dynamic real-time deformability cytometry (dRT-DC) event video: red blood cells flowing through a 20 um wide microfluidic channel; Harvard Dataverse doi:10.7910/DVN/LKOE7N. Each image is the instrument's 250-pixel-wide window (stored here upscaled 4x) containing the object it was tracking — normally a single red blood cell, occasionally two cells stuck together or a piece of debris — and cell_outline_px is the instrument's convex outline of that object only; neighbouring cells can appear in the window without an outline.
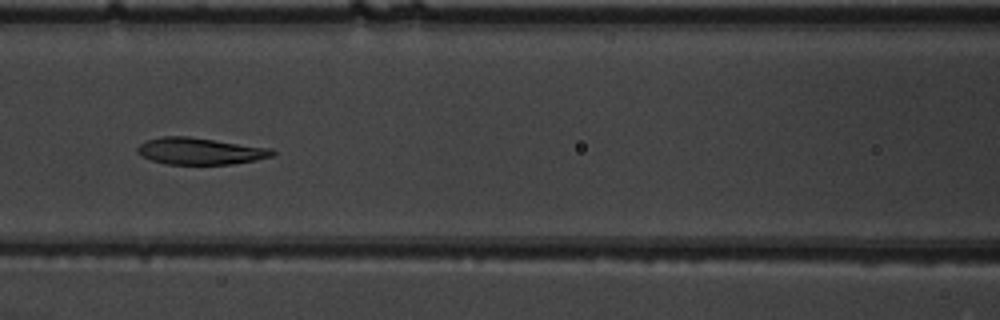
{"species": "common noctule bat (a hibernating species)", "species_latin": "Nyctalus noctula", "temperature_condition": "warm", "stored_images_in_passage": 53, "camera_frame_rate_fps": 3000, "um_per_image_px": 0.085, "animal": {"sex": "male", "body_mass_g": 19.5, "forearm_length_mm": 54.6}, "frame": {"image": 1, "passage_image": 24, "time_ms": 7.667, "image_size_px": [1000, 320], "cell_outline_px": [[276, 152], [272, 156], [256, 160], [232, 164], [164, 164], [152, 160], [136, 152], [136, 148], [140, 144], [148, 140], [160, 136], [188, 136], [272, 148]], "centroid_in_image_um": [17.01, 12.84], "position_along_channel_um": 149.6, "area_um2": 21.04}}
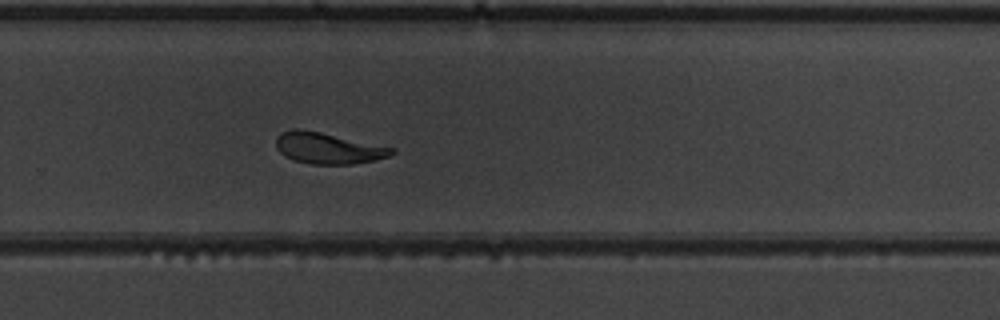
{"frame": {"image": 2, "passage_image": 36, "time_ms": 11.667, "image_size_px": [1000, 320], "cell_outline_px": [[396, 152], [388, 156], [376, 160], [352, 164], [312, 164], [292, 160], [284, 156], [276, 148], [276, 136], [280, 132], [292, 128], [300, 128], [320, 132], [396, 148]], "centroid_in_image_um": [27.85, 12.59], "position_along_channel_um": 301.9, "area_um2": 21.21}}
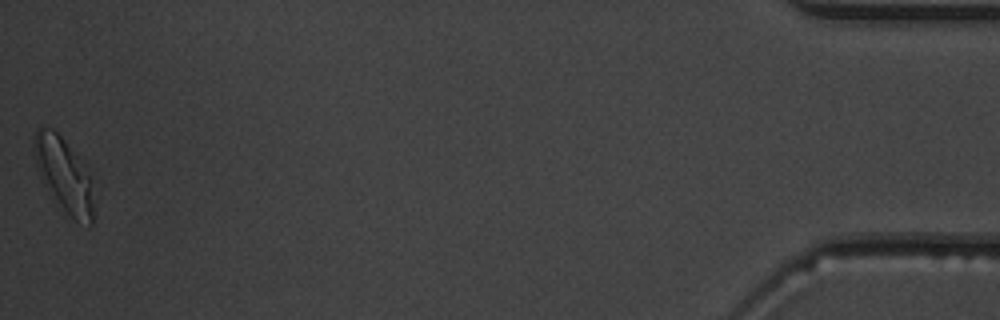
{"frame": {"image": 3, "passage_image": 53, "time_ms": 17.333, "image_size_px": [1000, 320], "cell_outline_px": [[92, 224], [88, 228], [68, 216], [52, 200], [40, 176], [36, 164], [32, 148], [36, 128], [52, 128], [84, 160], [88, 176], [92, 204]], "centroid_in_image_um": [5.4, 14.89], "position_along_channel_um": 429.8, "area_um2": 25.95}, "authors_computed_cell_mechanics": {"area_um2": 22.1952, "velocity_mm_per_s": 3.8181, "shape_relaxation_time_tau1_ms": 4.1555, "shape_relaxation_time_tau2_ms": 2.023, "deformation_change_tau1": 0.1708, "deformation_change_tau2": 0.0803}}